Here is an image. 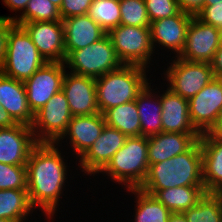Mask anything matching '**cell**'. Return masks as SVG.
<instances>
[{
    "label": "cell",
    "mask_w": 222,
    "mask_h": 222,
    "mask_svg": "<svg viewBox=\"0 0 222 222\" xmlns=\"http://www.w3.org/2000/svg\"><path fill=\"white\" fill-rule=\"evenodd\" d=\"M65 73L62 91L65 93L73 116L100 113L97 105L95 78Z\"/></svg>",
    "instance_id": "14"
},
{
    "label": "cell",
    "mask_w": 222,
    "mask_h": 222,
    "mask_svg": "<svg viewBox=\"0 0 222 222\" xmlns=\"http://www.w3.org/2000/svg\"><path fill=\"white\" fill-rule=\"evenodd\" d=\"M27 189L26 165H8L0 162V190Z\"/></svg>",
    "instance_id": "33"
},
{
    "label": "cell",
    "mask_w": 222,
    "mask_h": 222,
    "mask_svg": "<svg viewBox=\"0 0 222 222\" xmlns=\"http://www.w3.org/2000/svg\"><path fill=\"white\" fill-rule=\"evenodd\" d=\"M21 26L47 62H64L65 37L62 20L28 22Z\"/></svg>",
    "instance_id": "13"
},
{
    "label": "cell",
    "mask_w": 222,
    "mask_h": 222,
    "mask_svg": "<svg viewBox=\"0 0 222 222\" xmlns=\"http://www.w3.org/2000/svg\"><path fill=\"white\" fill-rule=\"evenodd\" d=\"M17 123L11 118L10 114L0 105V129L9 128Z\"/></svg>",
    "instance_id": "41"
},
{
    "label": "cell",
    "mask_w": 222,
    "mask_h": 222,
    "mask_svg": "<svg viewBox=\"0 0 222 222\" xmlns=\"http://www.w3.org/2000/svg\"><path fill=\"white\" fill-rule=\"evenodd\" d=\"M206 194L204 186H178L158 190L154 196L171 212L183 213Z\"/></svg>",
    "instance_id": "25"
},
{
    "label": "cell",
    "mask_w": 222,
    "mask_h": 222,
    "mask_svg": "<svg viewBox=\"0 0 222 222\" xmlns=\"http://www.w3.org/2000/svg\"><path fill=\"white\" fill-rule=\"evenodd\" d=\"M65 37V57L72 51L97 42L107 33L88 14L62 20Z\"/></svg>",
    "instance_id": "21"
},
{
    "label": "cell",
    "mask_w": 222,
    "mask_h": 222,
    "mask_svg": "<svg viewBox=\"0 0 222 222\" xmlns=\"http://www.w3.org/2000/svg\"><path fill=\"white\" fill-rule=\"evenodd\" d=\"M9 33H10V20L0 17V70L6 59Z\"/></svg>",
    "instance_id": "37"
},
{
    "label": "cell",
    "mask_w": 222,
    "mask_h": 222,
    "mask_svg": "<svg viewBox=\"0 0 222 222\" xmlns=\"http://www.w3.org/2000/svg\"><path fill=\"white\" fill-rule=\"evenodd\" d=\"M210 64L215 78H222V45L216 51L215 56Z\"/></svg>",
    "instance_id": "39"
},
{
    "label": "cell",
    "mask_w": 222,
    "mask_h": 222,
    "mask_svg": "<svg viewBox=\"0 0 222 222\" xmlns=\"http://www.w3.org/2000/svg\"><path fill=\"white\" fill-rule=\"evenodd\" d=\"M0 222H15L6 218H0Z\"/></svg>",
    "instance_id": "46"
},
{
    "label": "cell",
    "mask_w": 222,
    "mask_h": 222,
    "mask_svg": "<svg viewBox=\"0 0 222 222\" xmlns=\"http://www.w3.org/2000/svg\"><path fill=\"white\" fill-rule=\"evenodd\" d=\"M162 132L199 133L189 116L188 100L167 90L160 95Z\"/></svg>",
    "instance_id": "22"
},
{
    "label": "cell",
    "mask_w": 222,
    "mask_h": 222,
    "mask_svg": "<svg viewBox=\"0 0 222 222\" xmlns=\"http://www.w3.org/2000/svg\"><path fill=\"white\" fill-rule=\"evenodd\" d=\"M149 170L148 137H127L124 145L100 172L126 189L140 188Z\"/></svg>",
    "instance_id": "4"
},
{
    "label": "cell",
    "mask_w": 222,
    "mask_h": 222,
    "mask_svg": "<svg viewBox=\"0 0 222 222\" xmlns=\"http://www.w3.org/2000/svg\"><path fill=\"white\" fill-rule=\"evenodd\" d=\"M187 222H222V193H208L183 212Z\"/></svg>",
    "instance_id": "29"
},
{
    "label": "cell",
    "mask_w": 222,
    "mask_h": 222,
    "mask_svg": "<svg viewBox=\"0 0 222 222\" xmlns=\"http://www.w3.org/2000/svg\"><path fill=\"white\" fill-rule=\"evenodd\" d=\"M73 115L65 93H56L34 114L31 129L38 143H56L66 132Z\"/></svg>",
    "instance_id": "9"
},
{
    "label": "cell",
    "mask_w": 222,
    "mask_h": 222,
    "mask_svg": "<svg viewBox=\"0 0 222 222\" xmlns=\"http://www.w3.org/2000/svg\"><path fill=\"white\" fill-rule=\"evenodd\" d=\"M178 186H204L199 139L184 153L151 164L140 189L154 195L158 190Z\"/></svg>",
    "instance_id": "2"
},
{
    "label": "cell",
    "mask_w": 222,
    "mask_h": 222,
    "mask_svg": "<svg viewBox=\"0 0 222 222\" xmlns=\"http://www.w3.org/2000/svg\"><path fill=\"white\" fill-rule=\"evenodd\" d=\"M189 116L200 134L209 133L222 113V78H215L188 100Z\"/></svg>",
    "instance_id": "10"
},
{
    "label": "cell",
    "mask_w": 222,
    "mask_h": 222,
    "mask_svg": "<svg viewBox=\"0 0 222 222\" xmlns=\"http://www.w3.org/2000/svg\"><path fill=\"white\" fill-rule=\"evenodd\" d=\"M4 19L13 21L17 25L28 22L39 21H59L62 20L59 8L50 0H29L27 7L19 17L0 16Z\"/></svg>",
    "instance_id": "30"
},
{
    "label": "cell",
    "mask_w": 222,
    "mask_h": 222,
    "mask_svg": "<svg viewBox=\"0 0 222 222\" xmlns=\"http://www.w3.org/2000/svg\"><path fill=\"white\" fill-rule=\"evenodd\" d=\"M5 4L6 7H8L10 10L12 11H16L15 13H17V11L20 12L21 11L24 12L25 8L27 7L28 1L29 0H2Z\"/></svg>",
    "instance_id": "40"
},
{
    "label": "cell",
    "mask_w": 222,
    "mask_h": 222,
    "mask_svg": "<svg viewBox=\"0 0 222 222\" xmlns=\"http://www.w3.org/2000/svg\"><path fill=\"white\" fill-rule=\"evenodd\" d=\"M64 64L71 69L70 73L95 79L124 65L108 34L89 46L70 52Z\"/></svg>",
    "instance_id": "6"
},
{
    "label": "cell",
    "mask_w": 222,
    "mask_h": 222,
    "mask_svg": "<svg viewBox=\"0 0 222 222\" xmlns=\"http://www.w3.org/2000/svg\"><path fill=\"white\" fill-rule=\"evenodd\" d=\"M168 222H187L183 213H172Z\"/></svg>",
    "instance_id": "43"
},
{
    "label": "cell",
    "mask_w": 222,
    "mask_h": 222,
    "mask_svg": "<svg viewBox=\"0 0 222 222\" xmlns=\"http://www.w3.org/2000/svg\"><path fill=\"white\" fill-rule=\"evenodd\" d=\"M203 23L214 27H222V1L212 2V5H204L195 15Z\"/></svg>",
    "instance_id": "36"
},
{
    "label": "cell",
    "mask_w": 222,
    "mask_h": 222,
    "mask_svg": "<svg viewBox=\"0 0 222 222\" xmlns=\"http://www.w3.org/2000/svg\"><path fill=\"white\" fill-rule=\"evenodd\" d=\"M103 115L107 126L119 130L126 137L141 136L140 117L135 100L112 107Z\"/></svg>",
    "instance_id": "26"
},
{
    "label": "cell",
    "mask_w": 222,
    "mask_h": 222,
    "mask_svg": "<svg viewBox=\"0 0 222 222\" xmlns=\"http://www.w3.org/2000/svg\"><path fill=\"white\" fill-rule=\"evenodd\" d=\"M53 4H55L58 8H60L62 4V0H50Z\"/></svg>",
    "instance_id": "44"
},
{
    "label": "cell",
    "mask_w": 222,
    "mask_h": 222,
    "mask_svg": "<svg viewBox=\"0 0 222 222\" xmlns=\"http://www.w3.org/2000/svg\"><path fill=\"white\" fill-rule=\"evenodd\" d=\"M106 125L104 115L97 113L87 116H73L68 123L66 132L56 142L59 144L64 138H68L70 146L79 159L92 146L94 141L100 136Z\"/></svg>",
    "instance_id": "18"
},
{
    "label": "cell",
    "mask_w": 222,
    "mask_h": 222,
    "mask_svg": "<svg viewBox=\"0 0 222 222\" xmlns=\"http://www.w3.org/2000/svg\"><path fill=\"white\" fill-rule=\"evenodd\" d=\"M199 142L204 189L208 193H222V141L209 132L201 134Z\"/></svg>",
    "instance_id": "23"
},
{
    "label": "cell",
    "mask_w": 222,
    "mask_h": 222,
    "mask_svg": "<svg viewBox=\"0 0 222 222\" xmlns=\"http://www.w3.org/2000/svg\"><path fill=\"white\" fill-rule=\"evenodd\" d=\"M200 133L161 132L148 137L149 166L187 151L199 138Z\"/></svg>",
    "instance_id": "20"
},
{
    "label": "cell",
    "mask_w": 222,
    "mask_h": 222,
    "mask_svg": "<svg viewBox=\"0 0 222 222\" xmlns=\"http://www.w3.org/2000/svg\"><path fill=\"white\" fill-rule=\"evenodd\" d=\"M0 105L17 124L31 126L34 121L23 81L5 76L0 72Z\"/></svg>",
    "instance_id": "19"
},
{
    "label": "cell",
    "mask_w": 222,
    "mask_h": 222,
    "mask_svg": "<svg viewBox=\"0 0 222 222\" xmlns=\"http://www.w3.org/2000/svg\"><path fill=\"white\" fill-rule=\"evenodd\" d=\"M120 24L150 27L144 0H120Z\"/></svg>",
    "instance_id": "32"
},
{
    "label": "cell",
    "mask_w": 222,
    "mask_h": 222,
    "mask_svg": "<svg viewBox=\"0 0 222 222\" xmlns=\"http://www.w3.org/2000/svg\"><path fill=\"white\" fill-rule=\"evenodd\" d=\"M220 46L219 28L193 16L187 28L184 50L178 57L191 62L211 63Z\"/></svg>",
    "instance_id": "12"
},
{
    "label": "cell",
    "mask_w": 222,
    "mask_h": 222,
    "mask_svg": "<svg viewBox=\"0 0 222 222\" xmlns=\"http://www.w3.org/2000/svg\"><path fill=\"white\" fill-rule=\"evenodd\" d=\"M194 15L180 11L178 14L166 17L150 24V35L153 49L157 44L174 51L179 56L185 47L186 32Z\"/></svg>",
    "instance_id": "17"
},
{
    "label": "cell",
    "mask_w": 222,
    "mask_h": 222,
    "mask_svg": "<svg viewBox=\"0 0 222 222\" xmlns=\"http://www.w3.org/2000/svg\"><path fill=\"white\" fill-rule=\"evenodd\" d=\"M146 67L123 65L108 72L96 81L97 105L101 114L108 109L136 100L137 95L149 83Z\"/></svg>",
    "instance_id": "3"
},
{
    "label": "cell",
    "mask_w": 222,
    "mask_h": 222,
    "mask_svg": "<svg viewBox=\"0 0 222 222\" xmlns=\"http://www.w3.org/2000/svg\"><path fill=\"white\" fill-rule=\"evenodd\" d=\"M92 2L93 0H62L59 8L61 19L88 14Z\"/></svg>",
    "instance_id": "35"
},
{
    "label": "cell",
    "mask_w": 222,
    "mask_h": 222,
    "mask_svg": "<svg viewBox=\"0 0 222 222\" xmlns=\"http://www.w3.org/2000/svg\"><path fill=\"white\" fill-rule=\"evenodd\" d=\"M66 72L64 62H46L24 81L28 105L33 114L62 90Z\"/></svg>",
    "instance_id": "11"
},
{
    "label": "cell",
    "mask_w": 222,
    "mask_h": 222,
    "mask_svg": "<svg viewBox=\"0 0 222 222\" xmlns=\"http://www.w3.org/2000/svg\"><path fill=\"white\" fill-rule=\"evenodd\" d=\"M135 195V222H168L172 214L154 195L140 188L127 189ZM137 195V196H136Z\"/></svg>",
    "instance_id": "28"
},
{
    "label": "cell",
    "mask_w": 222,
    "mask_h": 222,
    "mask_svg": "<svg viewBox=\"0 0 222 222\" xmlns=\"http://www.w3.org/2000/svg\"><path fill=\"white\" fill-rule=\"evenodd\" d=\"M222 0H204V5H212V2H220Z\"/></svg>",
    "instance_id": "45"
},
{
    "label": "cell",
    "mask_w": 222,
    "mask_h": 222,
    "mask_svg": "<svg viewBox=\"0 0 222 222\" xmlns=\"http://www.w3.org/2000/svg\"><path fill=\"white\" fill-rule=\"evenodd\" d=\"M181 11L196 15L204 6V0H177Z\"/></svg>",
    "instance_id": "38"
},
{
    "label": "cell",
    "mask_w": 222,
    "mask_h": 222,
    "mask_svg": "<svg viewBox=\"0 0 222 222\" xmlns=\"http://www.w3.org/2000/svg\"><path fill=\"white\" fill-rule=\"evenodd\" d=\"M38 144L31 126L16 124L0 129V162L26 165L32 149Z\"/></svg>",
    "instance_id": "16"
},
{
    "label": "cell",
    "mask_w": 222,
    "mask_h": 222,
    "mask_svg": "<svg viewBox=\"0 0 222 222\" xmlns=\"http://www.w3.org/2000/svg\"><path fill=\"white\" fill-rule=\"evenodd\" d=\"M210 133L216 138L222 141V113L218 119L215 127L210 131Z\"/></svg>",
    "instance_id": "42"
},
{
    "label": "cell",
    "mask_w": 222,
    "mask_h": 222,
    "mask_svg": "<svg viewBox=\"0 0 222 222\" xmlns=\"http://www.w3.org/2000/svg\"><path fill=\"white\" fill-rule=\"evenodd\" d=\"M155 93L157 92L151 89V83H148L135 100L140 117L141 136L149 137L162 132V104L160 94Z\"/></svg>",
    "instance_id": "24"
},
{
    "label": "cell",
    "mask_w": 222,
    "mask_h": 222,
    "mask_svg": "<svg viewBox=\"0 0 222 222\" xmlns=\"http://www.w3.org/2000/svg\"><path fill=\"white\" fill-rule=\"evenodd\" d=\"M219 31H220V43L222 45V27L219 28Z\"/></svg>",
    "instance_id": "47"
},
{
    "label": "cell",
    "mask_w": 222,
    "mask_h": 222,
    "mask_svg": "<svg viewBox=\"0 0 222 222\" xmlns=\"http://www.w3.org/2000/svg\"><path fill=\"white\" fill-rule=\"evenodd\" d=\"M150 22L178 14L181 9L177 0H144Z\"/></svg>",
    "instance_id": "34"
},
{
    "label": "cell",
    "mask_w": 222,
    "mask_h": 222,
    "mask_svg": "<svg viewBox=\"0 0 222 222\" xmlns=\"http://www.w3.org/2000/svg\"><path fill=\"white\" fill-rule=\"evenodd\" d=\"M33 211L27 189L0 190V218L23 222Z\"/></svg>",
    "instance_id": "27"
},
{
    "label": "cell",
    "mask_w": 222,
    "mask_h": 222,
    "mask_svg": "<svg viewBox=\"0 0 222 222\" xmlns=\"http://www.w3.org/2000/svg\"><path fill=\"white\" fill-rule=\"evenodd\" d=\"M175 57L168 63L171 65L164 73V78L169 83L168 88L175 94L189 100L215 79L210 63L191 62Z\"/></svg>",
    "instance_id": "8"
},
{
    "label": "cell",
    "mask_w": 222,
    "mask_h": 222,
    "mask_svg": "<svg viewBox=\"0 0 222 222\" xmlns=\"http://www.w3.org/2000/svg\"><path fill=\"white\" fill-rule=\"evenodd\" d=\"M124 65H139L148 68L154 55L150 27L118 25L107 33Z\"/></svg>",
    "instance_id": "7"
},
{
    "label": "cell",
    "mask_w": 222,
    "mask_h": 222,
    "mask_svg": "<svg viewBox=\"0 0 222 222\" xmlns=\"http://www.w3.org/2000/svg\"><path fill=\"white\" fill-rule=\"evenodd\" d=\"M126 138L119 130L105 125L100 136L79 159L82 172L90 176L99 174L124 145Z\"/></svg>",
    "instance_id": "15"
},
{
    "label": "cell",
    "mask_w": 222,
    "mask_h": 222,
    "mask_svg": "<svg viewBox=\"0 0 222 222\" xmlns=\"http://www.w3.org/2000/svg\"><path fill=\"white\" fill-rule=\"evenodd\" d=\"M46 62L27 31L10 21L6 59L0 72L24 82Z\"/></svg>",
    "instance_id": "5"
},
{
    "label": "cell",
    "mask_w": 222,
    "mask_h": 222,
    "mask_svg": "<svg viewBox=\"0 0 222 222\" xmlns=\"http://www.w3.org/2000/svg\"><path fill=\"white\" fill-rule=\"evenodd\" d=\"M59 151L56 143H38L26 164L29 201L34 209H41L47 219L56 213L68 178L67 165Z\"/></svg>",
    "instance_id": "1"
},
{
    "label": "cell",
    "mask_w": 222,
    "mask_h": 222,
    "mask_svg": "<svg viewBox=\"0 0 222 222\" xmlns=\"http://www.w3.org/2000/svg\"><path fill=\"white\" fill-rule=\"evenodd\" d=\"M88 15L108 33L120 25V0H93Z\"/></svg>",
    "instance_id": "31"
}]
</instances>
